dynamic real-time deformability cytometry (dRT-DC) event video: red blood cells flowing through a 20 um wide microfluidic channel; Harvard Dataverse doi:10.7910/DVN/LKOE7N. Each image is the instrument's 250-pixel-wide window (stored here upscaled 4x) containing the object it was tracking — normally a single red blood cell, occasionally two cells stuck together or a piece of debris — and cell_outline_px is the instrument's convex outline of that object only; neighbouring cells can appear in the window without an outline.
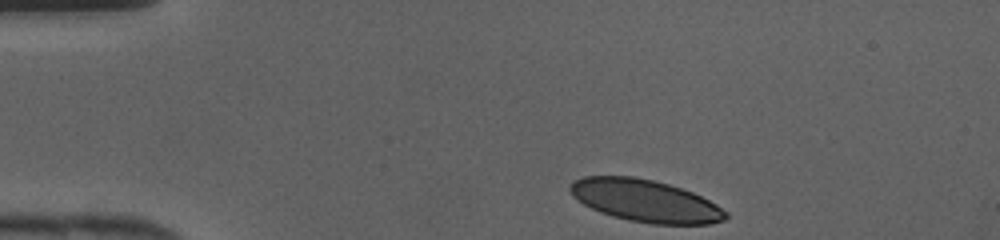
{"species": "human", "species_latin": "Homo sapiens", "temperature_condition": "cold", "stored_images_in_passage": 36, "camera_frame_rate_fps": 3000, "um_per_image_px": 0.085, "donor": {"sex": "female"}, "frame": {"image": 1, "passage_image": 1, "time_ms": 0.0, "image_size_px": [1000, 240], "cell_outline_px": [[728, 216], [724, 220], [708, 224], [652, 224], [628, 220], [612, 216], [600, 212], [584, 204], [572, 196], [568, 188], [572, 180], [584, 176], [632, 176], [652, 180], [668, 184], [692, 192], [716, 204], [728, 212]], "centroid_in_image_um": [54.82, 17.06], "position_along_channel_um": 30.2, "area_um2": 38.26}}
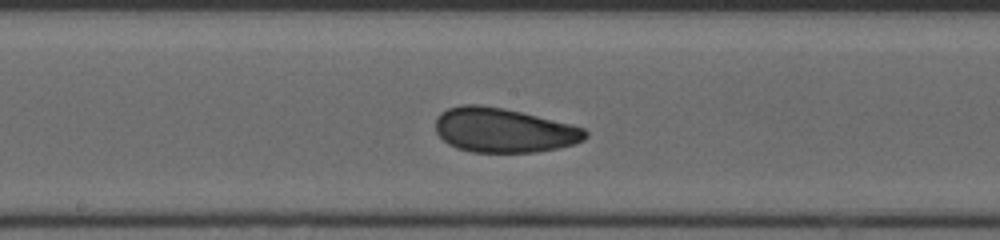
{"frame": {"image": 2, "passage_image": 16, "time_ms": 5.0, "image_size_px": [1000, 240], "cell_outline_px": [[588, 136], [584, 140], [572, 144], [556, 148], [536, 152], [472, 152], [456, 148], [448, 144], [436, 132], [436, 116], [440, 112], [448, 108], [464, 104], [480, 104], [504, 108], [572, 124], [584, 128], [588, 132]], "centroid_in_image_um": [42.8, 11.06], "position_along_channel_um": 205.4, "area_um2": 38.9}}
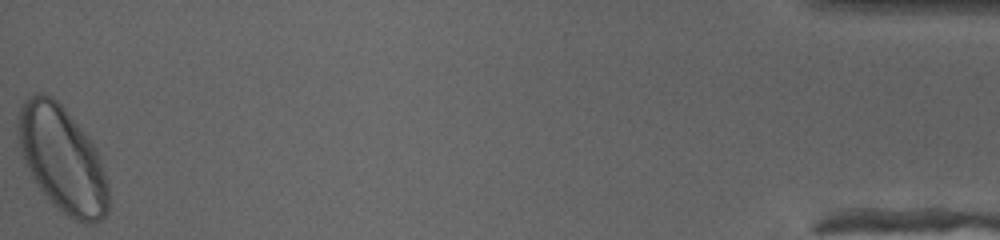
{"frame": {"image": 3, "passage_image": 36, "time_ms": 11.667, "image_size_px": [1000, 240], "cell_outline_px": [[108, 212], [100, 220], [92, 224], [84, 224], [68, 216], [56, 208], [52, 204], [40, 188], [32, 176], [24, 160], [16, 136], [16, 120], [20, 108], [24, 100], [36, 92], [44, 92], [52, 96], [64, 108], [96, 148], [108, 184]], "centroid_in_image_um": [5.27, 13.53], "position_along_channel_um": 429.9, "area_um2": 55.6}}